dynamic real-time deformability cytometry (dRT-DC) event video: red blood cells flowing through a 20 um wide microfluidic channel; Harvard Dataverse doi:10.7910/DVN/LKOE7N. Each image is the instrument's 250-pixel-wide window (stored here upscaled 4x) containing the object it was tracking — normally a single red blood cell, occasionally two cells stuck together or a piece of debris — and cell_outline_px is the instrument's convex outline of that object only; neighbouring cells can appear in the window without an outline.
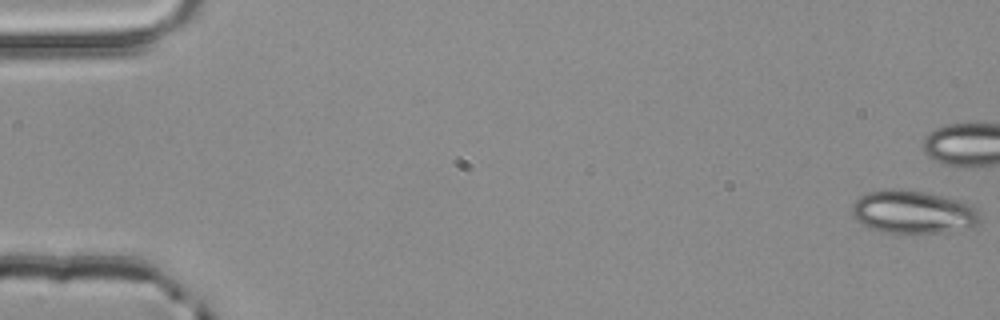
{"species": "common noctule bat (a hibernating species)", "species_latin": "Nyctalus noctula", "temperature_condition": "room temperature", "stored_images_in_passage": 5, "camera_frame_rate_fps": 3000, "um_per_image_px": 0.085, "animal": {"sex": "male", "body_mass_g": 20.4}, "frame": {"image": 1, "passage_image": 1, "time_ms": 0.0, "image_size_px": [1000, 320], "cell_outline_px": [[980, 220], [972, 228], [944, 232], [904, 236], [876, 232], [856, 220], [852, 216], [852, 204], [860, 196], [868, 192], [884, 188], [900, 188], [924, 192], [960, 200], [972, 204], [980, 208]], "centroid_in_image_um": [77.61, 18.06], "position_along_channel_um": 7.4, "area_um2": 33.58}}